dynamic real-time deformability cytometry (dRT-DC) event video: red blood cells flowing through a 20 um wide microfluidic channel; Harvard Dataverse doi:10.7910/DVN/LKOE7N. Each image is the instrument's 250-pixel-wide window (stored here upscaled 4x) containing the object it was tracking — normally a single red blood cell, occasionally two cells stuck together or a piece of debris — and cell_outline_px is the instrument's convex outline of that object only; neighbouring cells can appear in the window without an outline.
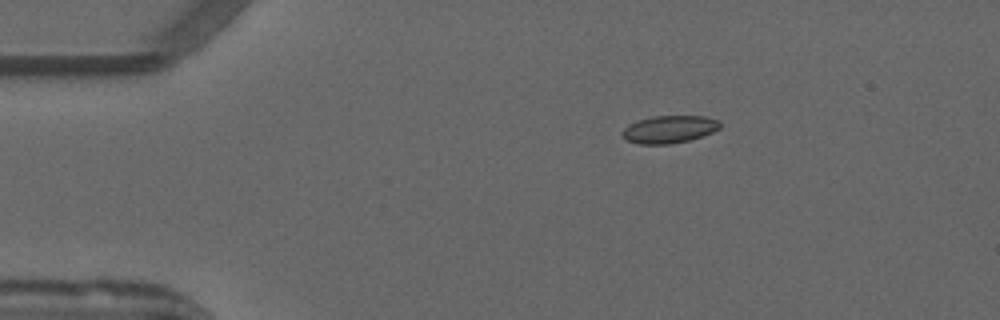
{"species": "common noctule bat (a hibernating species)", "species_latin": "Nyctalus noctula", "temperature_condition": "warm", "stored_images_in_passage": 9, "camera_frame_rate_fps": 3000, "um_per_image_px": 0.085, "animal": {"sex": "male", "forearm_length_mm": 52.5}, "frame": {"image": 1, "passage_image": 2, "time_ms": 0.333, "image_size_px": [1000, 320], "cell_outline_px": [[720, 128], [712, 132], [688, 140], [668, 144], [640, 144], [628, 140], [620, 136], [620, 132], [628, 124], [636, 120], [652, 116], [704, 116], [720, 120]], "centroid_in_image_um": [56.84, 10.98], "position_along_channel_um": 28.2, "area_um2": 15.72}}